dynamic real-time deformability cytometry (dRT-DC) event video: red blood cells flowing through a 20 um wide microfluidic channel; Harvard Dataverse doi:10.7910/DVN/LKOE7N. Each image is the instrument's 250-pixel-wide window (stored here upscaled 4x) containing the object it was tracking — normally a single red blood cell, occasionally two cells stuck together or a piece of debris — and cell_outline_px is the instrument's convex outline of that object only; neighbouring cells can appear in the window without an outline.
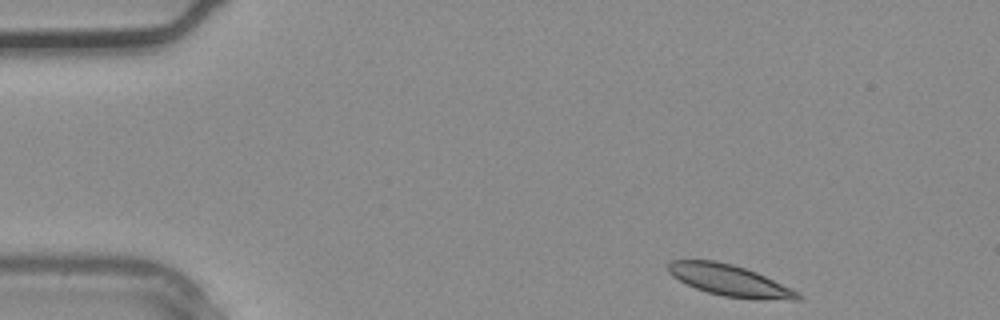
{"species": "common noctule bat (a hibernating species)", "species_latin": "Nyctalus noctula", "temperature_condition": "warm", "stored_images_in_passage": 2, "segment_of_instrument_passage": [2, 2], "camera_frame_rate_fps": 3000, "um_per_image_px": 0.085, "animal": {"sex": "male", "body_mass_g": 20.4}, "frame": {"image": 1, "passage_image": 2, "time_ms": 0.333, "image_size_px": [1000, 320], "cell_outline_px": [[804, 296], [800, 300], [792, 300], [724, 296], [708, 292], [696, 288], [672, 276], [668, 272], [668, 264], [672, 260], [716, 260], [732, 264], [756, 272]], "centroid_in_image_um": [61.96, 23.81], "position_along_channel_um": 23.0, "area_um2": 22.83}}